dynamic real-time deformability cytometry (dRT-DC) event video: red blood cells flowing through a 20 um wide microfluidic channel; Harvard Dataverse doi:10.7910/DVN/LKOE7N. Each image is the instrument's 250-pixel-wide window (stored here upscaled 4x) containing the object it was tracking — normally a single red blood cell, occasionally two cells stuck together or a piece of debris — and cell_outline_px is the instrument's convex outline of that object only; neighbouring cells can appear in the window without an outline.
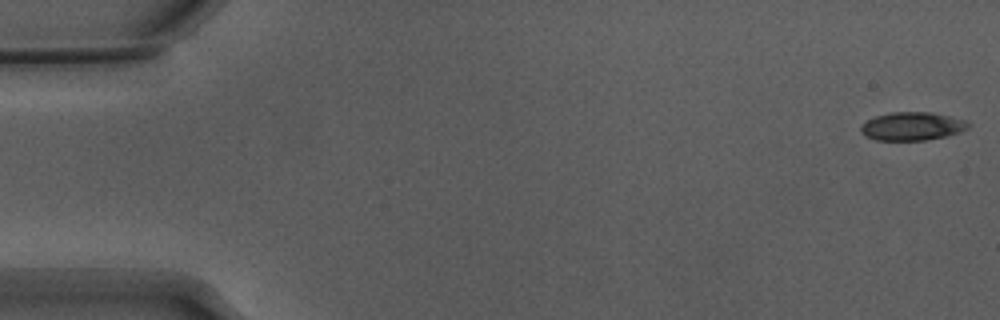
{"species": "Egyptian fruit bat (a non-hibernating species)", "species_latin": "Rousettus aegyptiacus", "temperature_condition": "warm", "stored_images_in_passage": 54, "camera_frame_rate_fps": 3000, "um_per_image_px": 0.085, "animal": {"sex": "male"}, "frame": {"image": 1, "passage_image": 1, "time_ms": 0.0, "image_size_px": [1000, 320], "cell_outline_px": [[972, 124], [968, 128], [960, 132], [948, 136], [924, 140], [876, 140], [864, 136], [860, 132], [860, 124], [876, 116], [892, 112], [932, 112], [964, 120]], "centroid_in_image_um": [77.52, 10.74], "position_along_channel_um": 7.5, "area_um2": 17.8}}
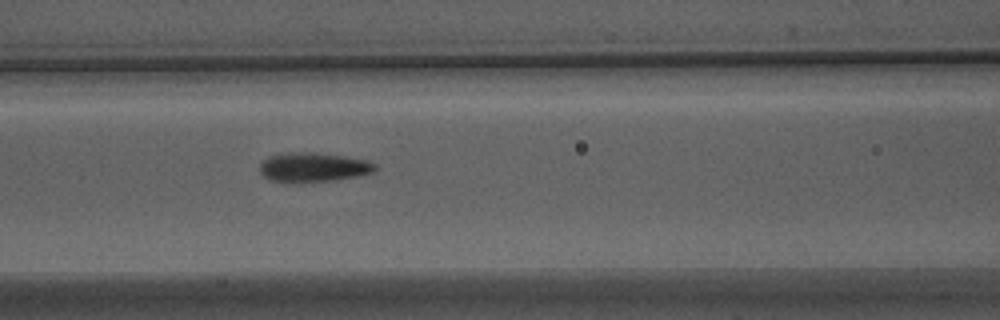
{"frame": {"image": 2, "passage_image": 23, "time_ms": 7.333, "image_size_px": [1000, 320], "cell_outline_px": [[380, 168], [376, 172], [336, 180], [272, 180], [264, 176], [260, 172], [260, 164], [268, 156], [288, 152], [316, 152], [344, 156], [368, 160], [376, 164]], "centroid_in_image_um": [26.72, 14.17], "position_along_channel_um": 139.9, "area_um2": 19.36}}
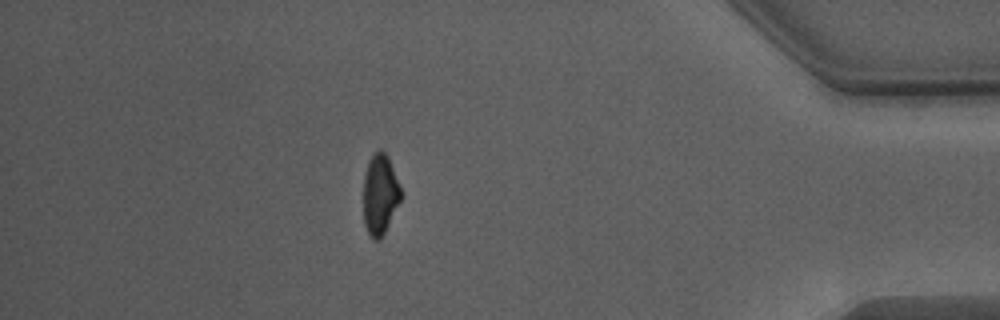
{"frame": {"image": 3, "passage_image": 47, "time_ms": 15.333, "image_size_px": [1000, 320], "cell_outline_px": [[404, 196], [380, 240], [372, 240], [368, 236], [364, 224], [364, 176], [368, 160], [372, 152], [380, 148], [388, 156], [400, 184]], "centroid_in_image_um": [32.32, 16.52], "position_along_channel_um": 402.9, "area_um2": 18.15}, "authors_computed_cell_mechanics": {"area_um2": 18.3226, "velocity_mm_per_s": 3.8666, "shape_relaxation_time_tau1_ms": 3.9024, "shape_relaxation_time_tau2_ms": 1.7863, "deformation_change_tau1": 0.1744, "deformation_change_tau2": 0.0981}}